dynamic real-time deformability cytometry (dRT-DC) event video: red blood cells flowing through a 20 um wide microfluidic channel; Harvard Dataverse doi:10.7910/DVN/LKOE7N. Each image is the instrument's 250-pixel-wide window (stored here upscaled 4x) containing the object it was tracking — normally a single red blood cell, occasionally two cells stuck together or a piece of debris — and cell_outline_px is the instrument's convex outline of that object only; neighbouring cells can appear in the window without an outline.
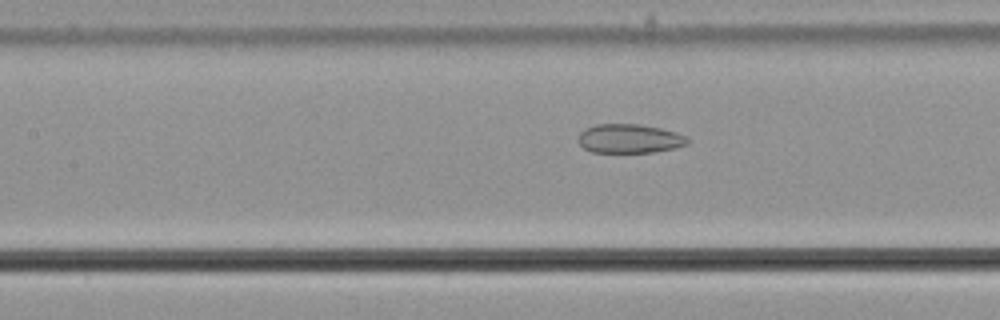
{"species": "common noctule bat (a hibernating species)", "species_latin": "Nyctalus noctula", "temperature_condition": "cold", "stored_images_in_passage": 55, "camera_frame_rate_fps": 3000, "um_per_image_px": 0.085, "animal": {"sex": "male", "body_mass_g": 21.5, "forearm_length_mm": 52.0}, "frame": {"image": 1, "passage_image": 25, "time_ms": 8.0, "image_size_px": [1000, 320], "cell_outline_px": [[688, 144], [672, 148], [652, 152], [592, 152], [584, 148], [576, 140], [576, 136], [584, 128], [596, 124], [640, 124], [660, 128], [676, 132], [688, 136]], "centroid_in_image_um": [53.46, 11.77], "position_along_channel_um": 153.9, "area_um2": 18.61}}
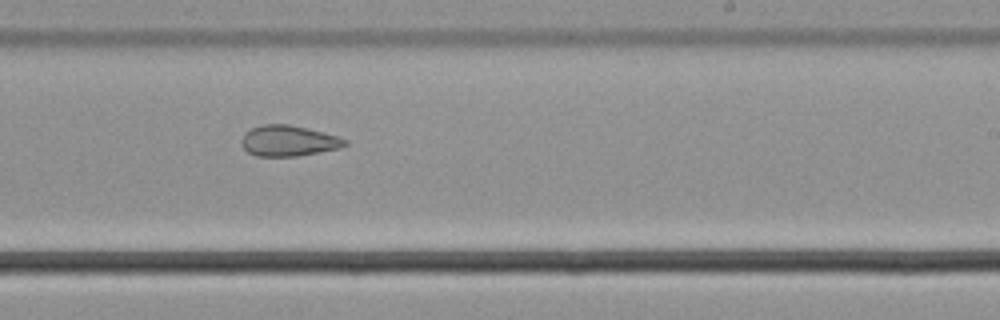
{"frame": {"image": 2, "passage_image": 34, "time_ms": 11.0, "image_size_px": [1000, 320], "cell_outline_px": [[348, 144], [340, 148], [296, 156], [256, 156], [248, 152], [244, 148], [240, 140], [244, 132], [252, 128], [264, 124], [288, 124], [308, 128], [336, 136], [348, 140]], "centroid_in_image_um": [24.5, 11.96], "position_along_channel_um": 264.5, "area_um2": 18.5}}
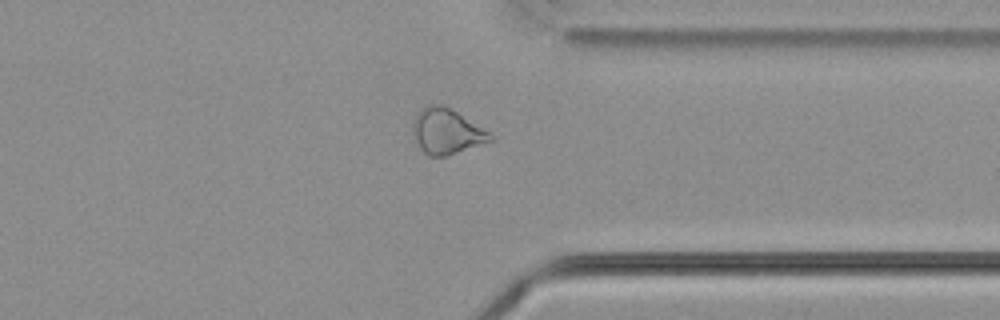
{"frame": {"image": 3, "passage_image": 43, "time_ms": 14.0, "image_size_px": [1000, 320], "cell_outline_px": [[496, 140], [444, 156], [428, 156], [420, 148], [412, 136], [412, 124], [416, 116], [428, 104], [444, 104], [496, 136]], "centroid_in_image_um": [37.98, 11.17], "position_along_channel_um": 373.4, "area_um2": 20.52}, "authors_computed_cell_mechanics": {"area_um2": 23.1778, "velocity_mm_per_s": 3.7073, "shape_relaxation_time_tau1_ms": null, "shape_relaxation_time_tau2_ms": 5.0207, "deformation_change_tau1": null, "deformation_change_tau2": 0.1142}}